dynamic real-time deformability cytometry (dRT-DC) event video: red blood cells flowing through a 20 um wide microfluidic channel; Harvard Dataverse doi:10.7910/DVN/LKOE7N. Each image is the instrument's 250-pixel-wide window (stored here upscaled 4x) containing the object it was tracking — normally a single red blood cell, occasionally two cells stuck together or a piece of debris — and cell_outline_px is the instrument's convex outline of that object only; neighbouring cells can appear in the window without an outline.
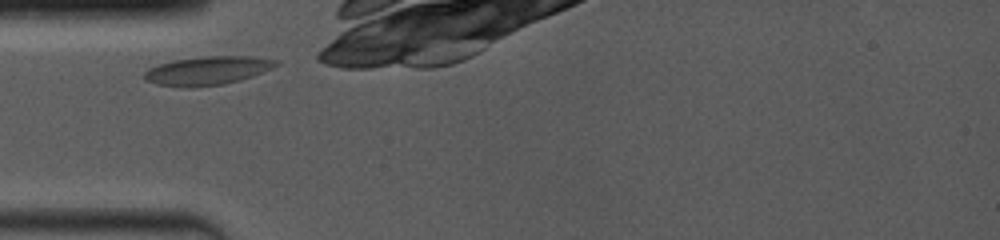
{"species": "common noctule bat (a hibernating species)", "species_latin": "Nyctalus noctula", "temperature_condition": "room temperature", "stored_images_in_passage": 4, "camera_frame_rate_fps": 4000, "um_per_image_px": 0.085, "animal": {"sex": "female", "body_mass_g": 19.0, "forearm_length_mm": 53.3}, "frame": {"image": 1, "passage_image": 1, "time_ms": 0.0, "image_size_px": [1000, 240], "cell_outline_px": [[280, 64], [272, 68], [252, 76], [240, 80], [224, 84], [184, 88], [156, 84], [148, 80], [144, 76], [144, 72], [148, 68], [172, 60], [200, 56], [248, 56], [280, 60]], "centroid_in_image_um": [17.65, 6.0], "position_along_channel_um": 67.4, "area_um2": 22.02}}
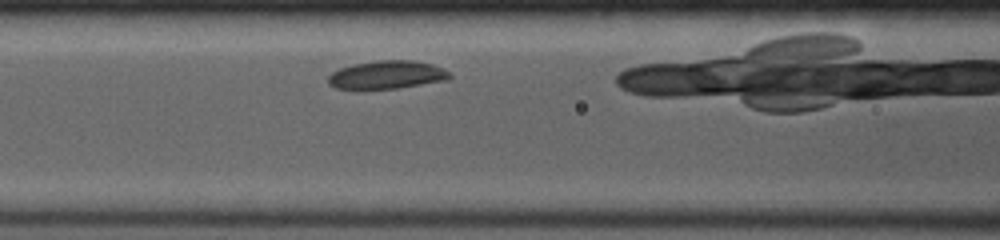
{"frame": {"image": 2, "passage_image": 4, "time_ms": 1.75, "image_size_px": [1000, 240], "cell_outline_px": [[452, 76], [448, 80], [396, 88], [336, 88], [328, 84], [328, 76], [332, 72], [340, 68], [352, 64], [376, 60], [412, 60], [432, 64], [444, 68]], "centroid_in_image_um": [32.9, 6.34], "position_along_channel_um": 133.7, "area_um2": 19.83}}